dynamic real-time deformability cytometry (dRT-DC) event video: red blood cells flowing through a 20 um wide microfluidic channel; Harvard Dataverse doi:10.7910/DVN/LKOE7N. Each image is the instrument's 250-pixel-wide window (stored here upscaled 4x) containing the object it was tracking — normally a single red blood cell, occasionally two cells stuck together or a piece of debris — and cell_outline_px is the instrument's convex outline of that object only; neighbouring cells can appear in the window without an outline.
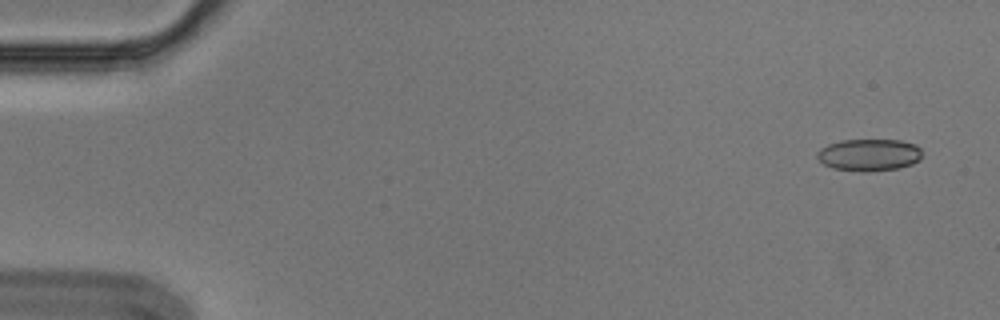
{"species": "Egyptian fruit bat (a non-hibernating species)", "species_latin": "Rousettus aegyptiacus", "temperature_condition": "cold", "stored_images_in_passage": 8, "camera_frame_rate_fps": 3000, "um_per_image_px": 0.085, "animal": {"sex": "male"}, "frame": {"image": 1, "passage_image": 1, "time_ms": 0.0, "image_size_px": [1000, 320], "cell_outline_px": [[920, 160], [912, 164], [900, 168], [868, 172], [860, 172], [832, 168], [824, 164], [816, 156], [816, 152], [820, 148], [828, 144], [840, 140], [900, 140], [916, 144], [920, 148]], "centroid_in_image_um": [73.86, 13.17], "position_along_channel_um": 11.1, "area_um2": 19.83}}
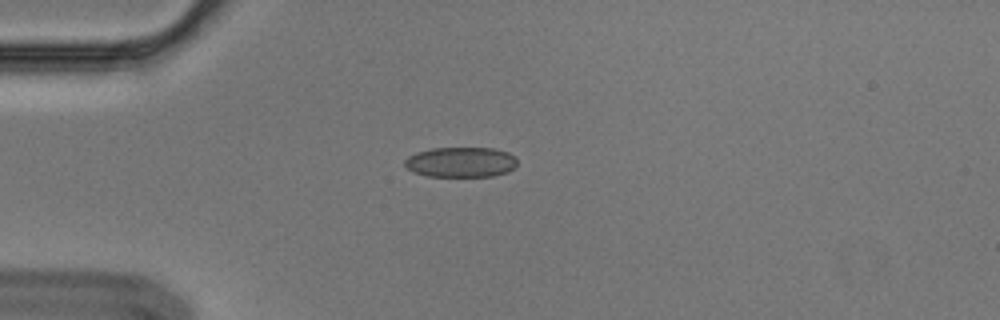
{"frame": {"image": 2, "passage_image": 4, "time_ms": 1.0, "image_size_px": [1000, 320], "cell_outline_px": [[516, 168], [508, 172], [492, 176], [428, 176], [412, 172], [404, 164], [404, 160], [408, 156], [416, 152], [432, 148], [492, 148], [508, 152], [516, 156]], "centroid_in_image_um": [39.18, 13.78], "position_along_channel_um": 45.8, "area_um2": 19.94}}
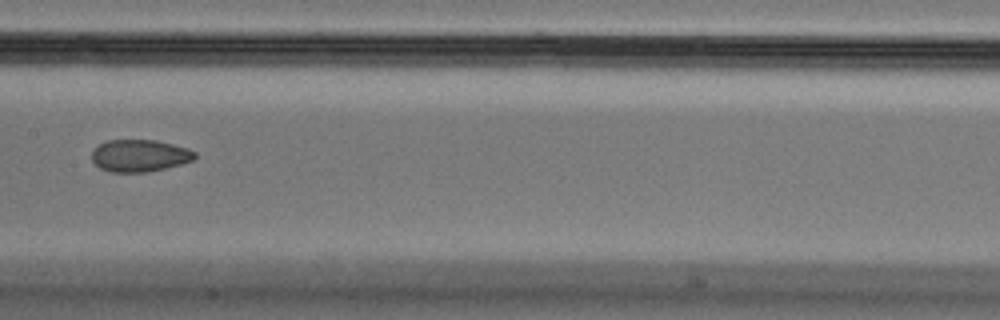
{"frame": {"image": 3, "passage_image": 8, "time_ms": 2.333, "image_size_px": [1000, 320], "cell_outline_px": [[196, 156], [192, 160], [180, 164], [164, 168], [144, 172], [112, 172], [100, 168], [92, 160], [92, 152], [100, 144], [108, 140], [156, 140], [188, 148], [196, 152]], "centroid_in_image_um": [11.87, 13.22], "position_along_channel_um": 195.5, "area_um2": 19.07}}